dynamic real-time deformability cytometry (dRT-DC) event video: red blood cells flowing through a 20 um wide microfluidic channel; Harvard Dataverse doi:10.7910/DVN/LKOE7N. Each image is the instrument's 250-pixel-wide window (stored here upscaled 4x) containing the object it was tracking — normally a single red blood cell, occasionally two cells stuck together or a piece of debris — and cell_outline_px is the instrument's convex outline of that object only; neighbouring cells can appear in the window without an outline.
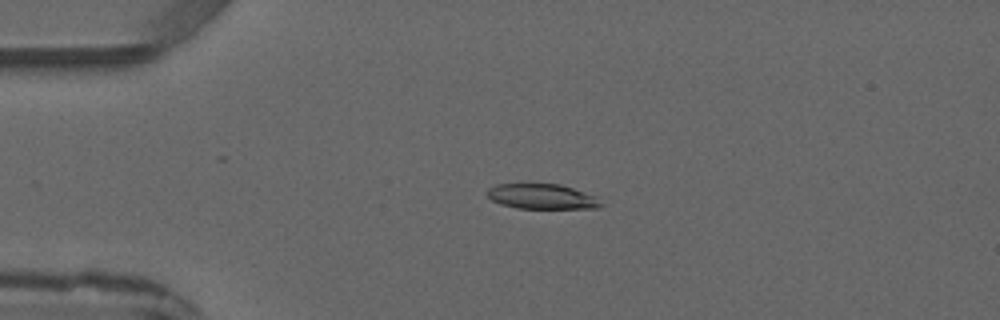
{"species": "common noctule bat (a hibernating species)", "species_latin": "Nyctalus noctula", "temperature_condition": "warm", "stored_images_in_passage": 5, "camera_frame_rate_fps": 3000, "um_per_image_px": 0.085, "animal": {"sex": "male", "forearm_length_mm": 52.5}, "frame": {"image": 1, "passage_image": 3, "time_ms": 3.333, "image_size_px": [1000, 320], "cell_outline_px": [[604, 204], [600, 208], [516, 208], [500, 204], [492, 200], [488, 196], [488, 188], [496, 184], [560, 184], [596, 196]], "centroid_in_image_um": [46.09, 16.71], "position_along_channel_um": 38.9, "area_um2": 16.59}}
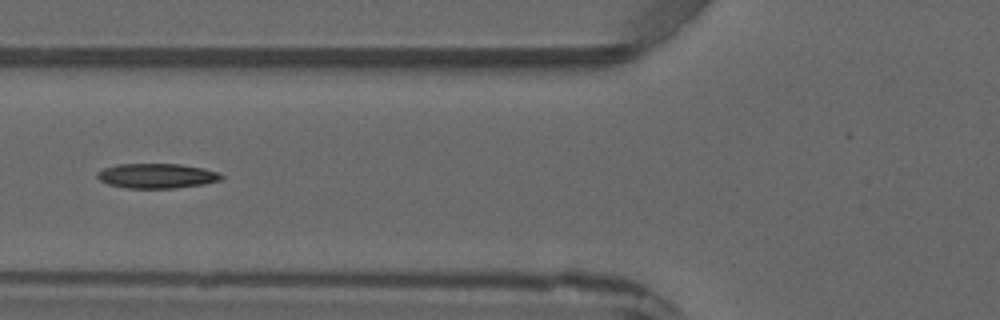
{"frame": {"image": 2, "passage_image": 5, "time_ms": 5.667, "image_size_px": [1000, 320], "cell_outline_px": [[224, 176], [220, 180], [204, 184], [172, 188], [128, 188], [108, 184], [100, 180], [96, 176], [96, 172], [104, 168], [116, 164], [180, 164], [204, 168], [220, 172]], "centroid_in_image_um": [13.33, 14.94], "position_along_channel_um": 112.5, "area_um2": 17.98}}